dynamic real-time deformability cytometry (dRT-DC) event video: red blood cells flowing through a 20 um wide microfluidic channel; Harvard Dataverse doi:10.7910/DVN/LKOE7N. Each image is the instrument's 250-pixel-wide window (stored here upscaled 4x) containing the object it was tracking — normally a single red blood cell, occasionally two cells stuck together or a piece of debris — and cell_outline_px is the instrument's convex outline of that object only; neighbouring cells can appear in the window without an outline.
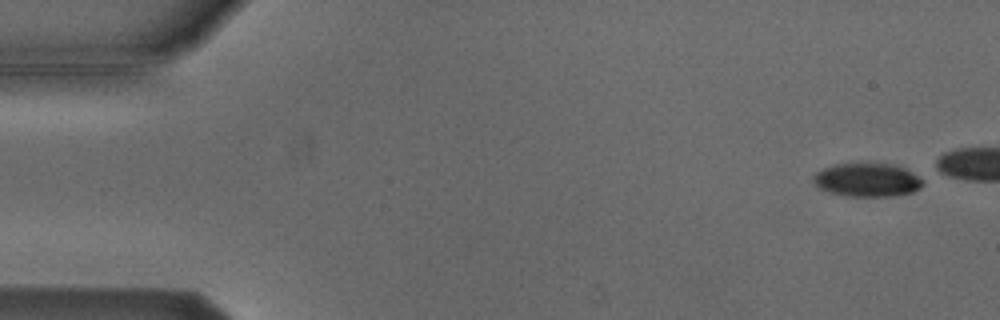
{"species": "Egyptian fruit bat (a non-hibernating species)", "species_latin": "Rousettus aegyptiacus", "temperature_condition": "cold", "stored_images_in_passage": 9, "camera_frame_rate_fps": 3000, "um_per_image_px": 0.085, "animal": {"sex": "male"}, "frame": {"image": 1, "passage_image": 1, "time_ms": 0.0, "image_size_px": [1000, 320], "cell_outline_px": [[924, 184], [920, 188], [912, 192], [892, 196], [848, 196], [828, 192], [820, 188], [812, 180], [816, 172], [824, 168], [836, 164], [860, 160], [896, 164], [920, 176], [924, 180]], "centroid_in_image_um": [73.74, 15.24], "position_along_channel_um": 11.3, "area_um2": 22.2}}
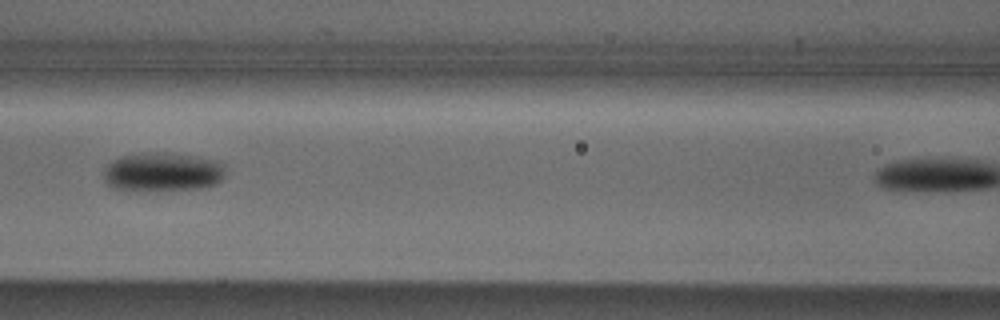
{"frame": {"image": 2, "passage_image": 7, "time_ms": 7.0, "image_size_px": [1000, 320], "cell_outline_px": [[224, 176], [216, 184], [204, 188], [156, 192], [136, 192], [112, 188], [104, 184], [104, 168], [112, 160], [120, 156], [152, 152], [164, 152], [192, 156], [208, 160], [220, 164], [224, 172]], "centroid_in_image_um": [13.71, 14.67], "position_along_channel_um": 152.9, "area_um2": 28.15}}
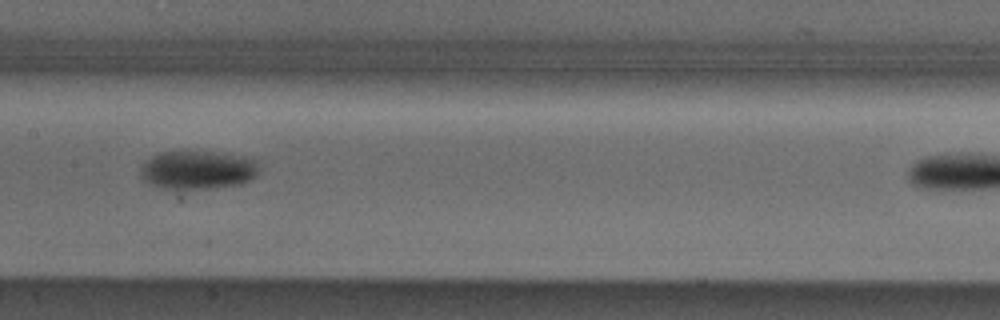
{"frame": {"image": 3, "passage_image": 8, "time_ms": 8.0, "image_size_px": [1000, 320], "cell_outline_px": [[256, 176], [240, 184], [208, 188], [160, 188], [144, 180], [140, 176], [140, 168], [144, 160], [160, 152], [212, 152], [244, 156], [256, 160]], "centroid_in_image_um": [16.75, 14.44], "position_along_channel_um": 190.7, "area_um2": 26.24}}